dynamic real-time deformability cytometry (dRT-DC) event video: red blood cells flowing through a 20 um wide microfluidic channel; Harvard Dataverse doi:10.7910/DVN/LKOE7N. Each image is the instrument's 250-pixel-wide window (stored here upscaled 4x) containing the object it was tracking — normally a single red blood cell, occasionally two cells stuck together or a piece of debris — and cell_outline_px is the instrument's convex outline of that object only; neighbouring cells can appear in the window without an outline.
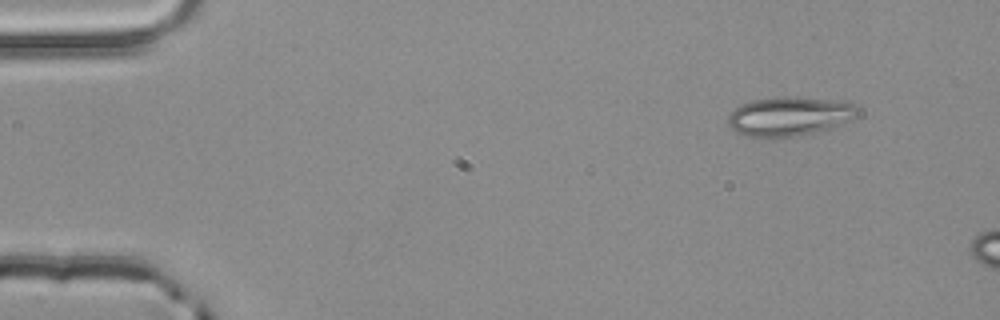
{"species": "common noctule bat (a hibernating species)", "species_latin": "Nyctalus noctula", "temperature_condition": "room temperature", "stored_images_in_passage": 3, "camera_frame_rate_fps": 3000, "um_per_image_px": 0.085, "animal": {"sex": "male", "body_mass_g": 20.4}, "frame": {"image": 1, "passage_image": 1, "time_ms": 0.0, "image_size_px": [1000, 320], "cell_outline_px": [[856, 116], [852, 120], [832, 128], [796, 136], [760, 140], [736, 132], [728, 124], [728, 116], [740, 104], [752, 100], [776, 96], [796, 96], [840, 100], [852, 104], [856, 108]], "centroid_in_image_um": [67.07, 9.89], "position_along_channel_um": 17.9, "area_um2": 30.23}}